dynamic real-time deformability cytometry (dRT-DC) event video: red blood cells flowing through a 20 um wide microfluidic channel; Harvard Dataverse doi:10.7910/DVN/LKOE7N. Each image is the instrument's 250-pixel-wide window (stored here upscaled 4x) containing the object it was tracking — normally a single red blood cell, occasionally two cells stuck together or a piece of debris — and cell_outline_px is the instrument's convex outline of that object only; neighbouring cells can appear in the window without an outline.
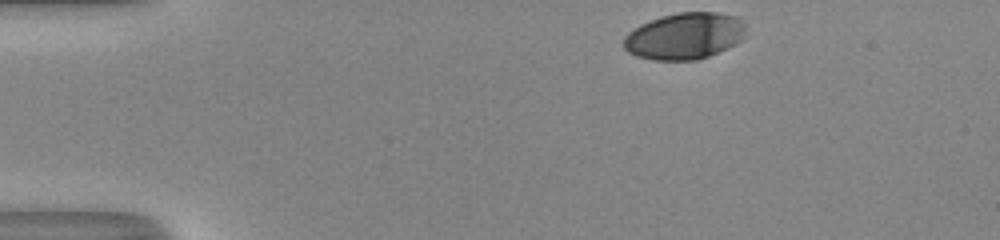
{"species": "human", "species_latin": "Homo sapiens", "temperature_condition": "room temperature", "stored_images_in_passage": 35, "camera_frame_rate_fps": 3000, "um_per_image_px": 0.085, "donor": {"sex": "male"}, "frame": {"image": 1, "passage_image": 1, "time_ms": 0.0, "image_size_px": [1000, 240], "cell_outline_px": [[744, 36], [736, 44], [708, 56], [696, 60], [652, 60], [636, 56], [628, 52], [624, 48], [624, 36], [628, 32], [640, 24], [660, 16], [676, 12], [716, 12], [736, 16], [744, 20]], "centroid_in_image_um": [58.17, 3.05], "position_along_channel_um": 26.8, "area_um2": 33.35}}
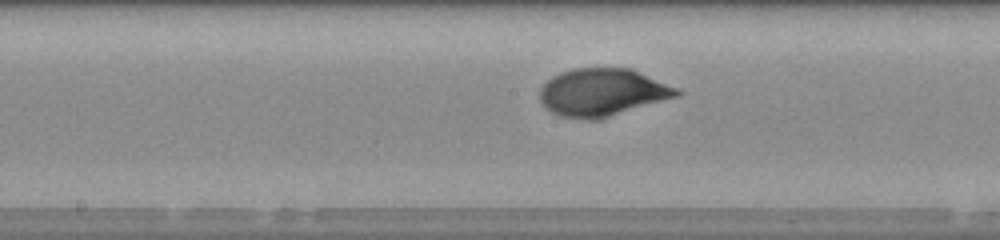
{"frame": {"image": 2, "passage_image": 20, "time_ms": 6.333, "image_size_px": [1000, 240], "cell_outline_px": [[684, 92], [680, 96], [600, 120], [588, 120], [560, 116], [544, 108], [540, 100], [540, 88], [552, 76], [560, 72], [572, 68], [632, 68], [676, 88]], "centroid_in_image_um": [51.21, 7.86], "position_along_channel_um": 197.0, "area_um2": 38.44}}
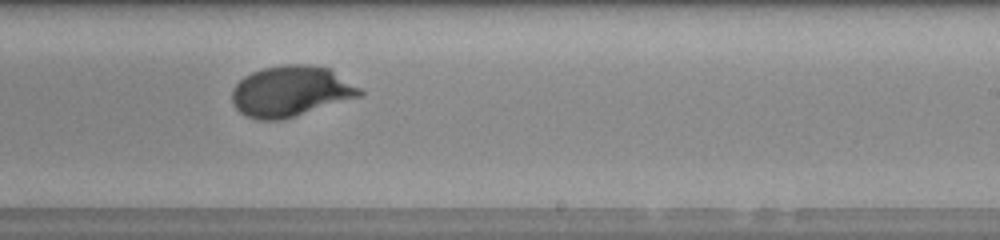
{"frame": {"image": 3, "passage_image": 25, "time_ms": 8.0, "image_size_px": [1000, 240], "cell_outline_px": [[364, 92], [360, 96], [284, 120], [260, 120], [244, 116], [232, 104], [232, 88], [244, 76], [252, 72], [264, 68], [284, 64], [308, 64], [328, 68], [360, 88]], "centroid_in_image_um": [24.68, 7.77], "position_along_channel_um": 264.3, "area_um2": 37.74}, "authors_computed_cell_mechanics": {"area_um2": 37.281, "velocity_mm_per_s": 4.0489, "shape_relaxation_time_tau1_ms": 3.5985, "shape_relaxation_time_tau2_ms": null, "deformation_change_tau1": 0.1795, "deformation_change_tau2": null}}